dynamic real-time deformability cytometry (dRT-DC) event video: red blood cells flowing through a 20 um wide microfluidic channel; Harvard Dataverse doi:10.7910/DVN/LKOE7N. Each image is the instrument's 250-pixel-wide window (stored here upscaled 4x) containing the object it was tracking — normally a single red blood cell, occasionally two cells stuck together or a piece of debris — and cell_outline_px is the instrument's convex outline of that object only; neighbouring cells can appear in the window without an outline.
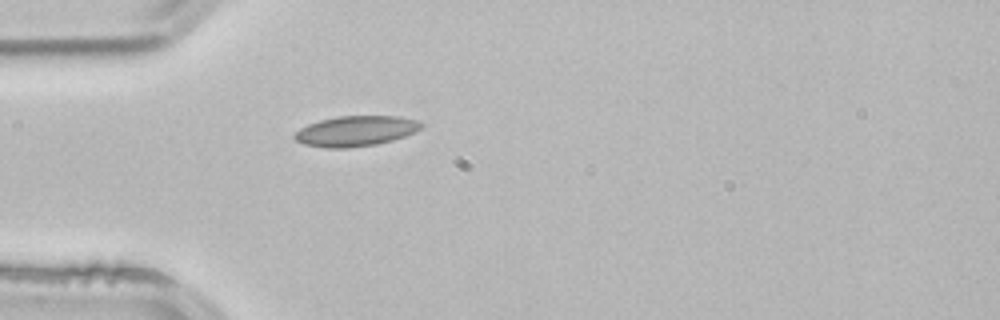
{"species": "common noctule bat (a hibernating species)", "species_latin": "Nyctalus noctula", "temperature_condition": "room temperature", "stored_images_in_passage": 3, "camera_frame_rate_fps": 3000, "um_per_image_px": 0.085, "animal": {"sex": "male", "body_mass_g": 21.5, "forearm_length_mm": 52.0}, "frame": {"image": 1, "passage_image": 3, "time_ms": 0.667, "image_size_px": [1000, 320], "cell_outline_px": [[424, 124], [416, 132], [392, 140], [376, 144], [348, 148], [324, 148], [304, 144], [296, 140], [292, 136], [300, 128], [308, 124], [320, 120], [336, 116], [400, 116], [420, 120]], "centroid_in_image_um": [30.25, 11.13], "position_along_channel_um": 54.7, "area_um2": 22.54}}